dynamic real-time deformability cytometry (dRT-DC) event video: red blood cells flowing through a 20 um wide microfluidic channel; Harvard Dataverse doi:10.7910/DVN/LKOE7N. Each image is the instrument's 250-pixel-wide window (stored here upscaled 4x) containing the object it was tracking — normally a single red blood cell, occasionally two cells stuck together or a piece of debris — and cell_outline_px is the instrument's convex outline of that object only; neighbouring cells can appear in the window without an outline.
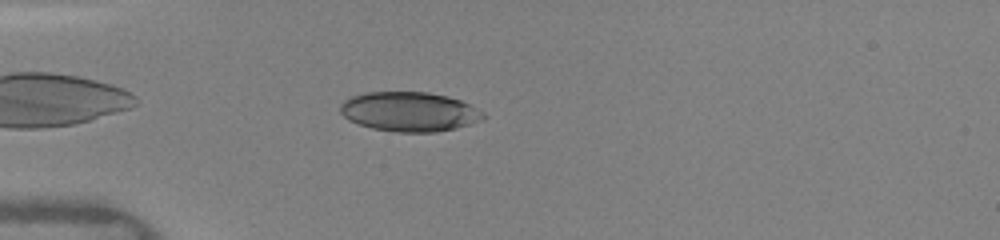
{"species": "human", "species_latin": "Homo sapiens", "temperature_condition": "warm", "stored_images_in_passage": 38, "camera_frame_rate_fps": 3000, "um_per_image_px": 0.085, "donor": {"sex": "female"}, "frame": {"image": 1, "passage_image": 4, "time_ms": 1.0, "image_size_px": [1000, 240], "cell_outline_px": [[488, 116], [480, 120], [456, 128], [436, 132], [396, 132], [372, 128], [348, 120], [340, 112], [340, 104], [344, 100], [352, 96], [364, 92], [428, 92], [448, 96], [460, 100], [484, 112]], "centroid_in_image_um": [34.79, 9.49], "position_along_channel_um": 50.2, "area_um2": 32.95}}
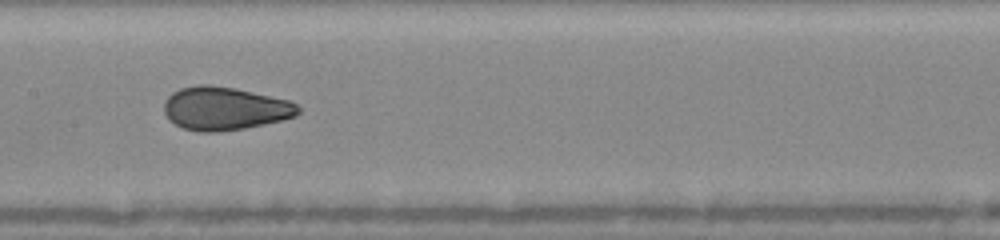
{"frame": {"image": 2, "passage_image": 15, "time_ms": 4.667, "image_size_px": [1000, 240], "cell_outline_px": [[300, 112], [296, 116], [284, 120], [244, 128], [216, 132], [200, 132], [184, 128], [168, 120], [164, 112], [164, 104], [168, 96], [172, 92], [180, 88], [196, 84], [208, 84], [236, 88], [292, 100], [300, 108]], "centroid_in_image_um": [19.12, 9.21], "position_along_channel_um": 188.3, "area_um2": 34.16}}
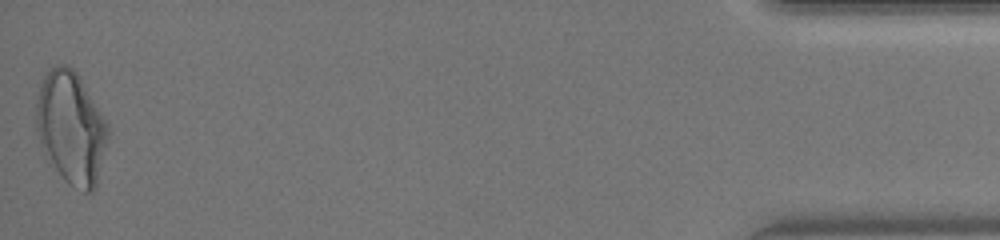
{"frame": {"image": 3, "passage_image": 38, "time_ms": 12.333, "image_size_px": [1000, 240], "cell_outline_px": [[108, 136], [96, 188], [92, 192], [84, 192], [68, 184], [64, 180], [44, 152], [36, 128], [36, 104], [40, 84], [44, 76], [52, 64], [68, 64], [80, 76], [108, 124]], "centroid_in_image_um": [6.04, 10.82], "position_along_channel_um": 429.2, "area_um2": 46.93}, "authors_computed_cell_mechanics": {"area_um2": 34.1887, "velocity_mm_per_s": 4.2148, "shape_relaxation_time_tau1_ms": 4.1315, "shape_relaxation_time_tau2_ms": null, "deformation_change_tau1": 0.1601, "deformation_change_tau2": null}}